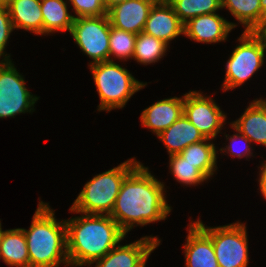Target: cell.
I'll return each instance as SVG.
<instances>
[{"label":"cell","mask_w":266,"mask_h":267,"mask_svg":"<svg viewBox=\"0 0 266 267\" xmlns=\"http://www.w3.org/2000/svg\"><path fill=\"white\" fill-rule=\"evenodd\" d=\"M143 32L169 45L170 41L184 34V23L169 2L156 1L149 12Z\"/></svg>","instance_id":"7c38bea8"},{"label":"cell","mask_w":266,"mask_h":267,"mask_svg":"<svg viewBox=\"0 0 266 267\" xmlns=\"http://www.w3.org/2000/svg\"><path fill=\"white\" fill-rule=\"evenodd\" d=\"M261 0H222L226 9L241 23L244 31H255L262 23Z\"/></svg>","instance_id":"603a6c76"},{"label":"cell","mask_w":266,"mask_h":267,"mask_svg":"<svg viewBox=\"0 0 266 267\" xmlns=\"http://www.w3.org/2000/svg\"><path fill=\"white\" fill-rule=\"evenodd\" d=\"M183 115L205 138L214 139L226 123V115L210 96L198 91L184 94Z\"/></svg>","instance_id":"30bf717a"},{"label":"cell","mask_w":266,"mask_h":267,"mask_svg":"<svg viewBox=\"0 0 266 267\" xmlns=\"http://www.w3.org/2000/svg\"><path fill=\"white\" fill-rule=\"evenodd\" d=\"M183 104L184 96L157 101L142 111V126L160 135L183 115Z\"/></svg>","instance_id":"2e32d148"},{"label":"cell","mask_w":266,"mask_h":267,"mask_svg":"<svg viewBox=\"0 0 266 267\" xmlns=\"http://www.w3.org/2000/svg\"><path fill=\"white\" fill-rule=\"evenodd\" d=\"M164 187L148 167L139 163L124 178L110 216L126 235L135 225L165 220L171 207Z\"/></svg>","instance_id":"6da1fadb"},{"label":"cell","mask_w":266,"mask_h":267,"mask_svg":"<svg viewBox=\"0 0 266 267\" xmlns=\"http://www.w3.org/2000/svg\"><path fill=\"white\" fill-rule=\"evenodd\" d=\"M1 231H2V227H1V221H0V233H1Z\"/></svg>","instance_id":"8d00e7d4"},{"label":"cell","mask_w":266,"mask_h":267,"mask_svg":"<svg viewBox=\"0 0 266 267\" xmlns=\"http://www.w3.org/2000/svg\"><path fill=\"white\" fill-rule=\"evenodd\" d=\"M14 27L10 18V13L7 5L0 7V56L4 60H10V55L5 54V46H7L8 39Z\"/></svg>","instance_id":"f546056e"},{"label":"cell","mask_w":266,"mask_h":267,"mask_svg":"<svg viewBox=\"0 0 266 267\" xmlns=\"http://www.w3.org/2000/svg\"><path fill=\"white\" fill-rule=\"evenodd\" d=\"M212 240L219 267H247L248 239L245 223L207 227L202 220L194 221Z\"/></svg>","instance_id":"52a82bcc"},{"label":"cell","mask_w":266,"mask_h":267,"mask_svg":"<svg viewBox=\"0 0 266 267\" xmlns=\"http://www.w3.org/2000/svg\"><path fill=\"white\" fill-rule=\"evenodd\" d=\"M111 24L108 15L77 17L71 28L74 42L95 64L109 60V36Z\"/></svg>","instance_id":"9c48e42d"},{"label":"cell","mask_w":266,"mask_h":267,"mask_svg":"<svg viewBox=\"0 0 266 267\" xmlns=\"http://www.w3.org/2000/svg\"><path fill=\"white\" fill-rule=\"evenodd\" d=\"M168 47L162 40L140 32L136 37L133 58L143 65L155 63L164 57Z\"/></svg>","instance_id":"cb8c5ba5"},{"label":"cell","mask_w":266,"mask_h":267,"mask_svg":"<svg viewBox=\"0 0 266 267\" xmlns=\"http://www.w3.org/2000/svg\"><path fill=\"white\" fill-rule=\"evenodd\" d=\"M140 163L134 157L95 175L73 202L70 211L81 214L110 215L124 178Z\"/></svg>","instance_id":"277c9868"},{"label":"cell","mask_w":266,"mask_h":267,"mask_svg":"<svg viewBox=\"0 0 266 267\" xmlns=\"http://www.w3.org/2000/svg\"><path fill=\"white\" fill-rule=\"evenodd\" d=\"M38 203L30 228L23 229L30 267L68 266L66 222L57 221L49 203Z\"/></svg>","instance_id":"3957f363"},{"label":"cell","mask_w":266,"mask_h":267,"mask_svg":"<svg viewBox=\"0 0 266 267\" xmlns=\"http://www.w3.org/2000/svg\"><path fill=\"white\" fill-rule=\"evenodd\" d=\"M170 173L177 182L187 185H198L209 180L195 165L186 161L180 154L169 156Z\"/></svg>","instance_id":"484cf974"},{"label":"cell","mask_w":266,"mask_h":267,"mask_svg":"<svg viewBox=\"0 0 266 267\" xmlns=\"http://www.w3.org/2000/svg\"><path fill=\"white\" fill-rule=\"evenodd\" d=\"M157 137L164 143L169 156L179 154L189 145L206 139L184 115Z\"/></svg>","instance_id":"ac0fdd59"},{"label":"cell","mask_w":266,"mask_h":267,"mask_svg":"<svg viewBox=\"0 0 266 267\" xmlns=\"http://www.w3.org/2000/svg\"><path fill=\"white\" fill-rule=\"evenodd\" d=\"M240 44L226 63L224 91L235 89L252 77L264 63L265 45L254 31H244L238 38Z\"/></svg>","instance_id":"8992f818"},{"label":"cell","mask_w":266,"mask_h":267,"mask_svg":"<svg viewBox=\"0 0 266 267\" xmlns=\"http://www.w3.org/2000/svg\"><path fill=\"white\" fill-rule=\"evenodd\" d=\"M211 140L206 138L198 143L191 144L179 153L209 179L216 172L218 153Z\"/></svg>","instance_id":"7402d4cb"},{"label":"cell","mask_w":266,"mask_h":267,"mask_svg":"<svg viewBox=\"0 0 266 267\" xmlns=\"http://www.w3.org/2000/svg\"><path fill=\"white\" fill-rule=\"evenodd\" d=\"M258 182H259L260 192L266 199V161L265 163H262V166L260 168Z\"/></svg>","instance_id":"4dcf8cb0"},{"label":"cell","mask_w":266,"mask_h":267,"mask_svg":"<svg viewBox=\"0 0 266 267\" xmlns=\"http://www.w3.org/2000/svg\"><path fill=\"white\" fill-rule=\"evenodd\" d=\"M41 0H8L7 7L15 29L43 35Z\"/></svg>","instance_id":"d6986e66"},{"label":"cell","mask_w":266,"mask_h":267,"mask_svg":"<svg viewBox=\"0 0 266 267\" xmlns=\"http://www.w3.org/2000/svg\"><path fill=\"white\" fill-rule=\"evenodd\" d=\"M69 266H86L103 258L126 234L110 215L82 214L65 220Z\"/></svg>","instance_id":"7a4b0ae2"},{"label":"cell","mask_w":266,"mask_h":267,"mask_svg":"<svg viewBox=\"0 0 266 267\" xmlns=\"http://www.w3.org/2000/svg\"><path fill=\"white\" fill-rule=\"evenodd\" d=\"M157 0H127L108 9L111 26L139 34L143 32L149 12Z\"/></svg>","instance_id":"4fadbf2b"},{"label":"cell","mask_w":266,"mask_h":267,"mask_svg":"<svg viewBox=\"0 0 266 267\" xmlns=\"http://www.w3.org/2000/svg\"><path fill=\"white\" fill-rule=\"evenodd\" d=\"M137 35L111 26L109 36V60L113 61L111 55L118 60L127 61L133 58L135 41Z\"/></svg>","instance_id":"4316f807"},{"label":"cell","mask_w":266,"mask_h":267,"mask_svg":"<svg viewBox=\"0 0 266 267\" xmlns=\"http://www.w3.org/2000/svg\"><path fill=\"white\" fill-rule=\"evenodd\" d=\"M231 128H233L237 133L233 134L232 136H229L228 134L225 135L226 140H229V145H226V148H220V151L222 153L226 152L227 154L229 153L231 156H234L237 158H249L250 156H253L252 154V147H251V141L245 136L243 135L241 132H239L238 130H236L232 125ZM229 136V137H228ZM240 140V142L242 141L243 144H245L244 150L240 149L238 147V149H236L234 147V144L236 143V141L238 142ZM236 149V150H235ZM224 151V152H223Z\"/></svg>","instance_id":"f1b7e54d"},{"label":"cell","mask_w":266,"mask_h":267,"mask_svg":"<svg viewBox=\"0 0 266 267\" xmlns=\"http://www.w3.org/2000/svg\"><path fill=\"white\" fill-rule=\"evenodd\" d=\"M89 66L100 98L98 111L110 112L112 109L124 108L129 99L147 85L111 60Z\"/></svg>","instance_id":"5b68a950"},{"label":"cell","mask_w":266,"mask_h":267,"mask_svg":"<svg viewBox=\"0 0 266 267\" xmlns=\"http://www.w3.org/2000/svg\"><path fill=\"white\" fill-rule=\"evenodd\" d=\"M0 258L12 267H30V258L23 228L1 231Z\"/></svg>","instance_id":"ffe728a7"},{"label":"cell","mask_w":266,"mask_h":267,"mask_svg":"<svg viewBox=\"0 0 266 267\" xmlns=\"http://www.w3.org/2000/svg\"><path fill=\"white\" fill-rule=\"evenodd\" d=\"M185 253V267H219L211 238L195 223L188 225Z\"/></svg>","instance_id":"9a60e30c"},{"label":"cell","mask_w":266,"mask_h":267,"mask_svg":"<svg viewBox=\"0 0 266 267\" xmlns=\"http://www.w3.org/2000/svg\"><path fill=\"white\" fill-rule=\"evenodd\" d=\"M68 0H41L43 35L55 31H71L74 15L68 13Z\"/></svg>","instance_id":"44dd1931"},{"label":"cell","mask_w":266,"mask_h":267,"mask_svg":"<svg viewBox=\"0 0 266 267\" xmlns=\"http://www.w3.org/2000/svg\"><path fill=\"white\" fill-rule=\"evenodd\" d=\"M261 8H262V22L266 19V0H261Z\"/></svg>","instance_id":"836d02e7"},{"label":"cell","mask_w":266,"mask_h":267,"mask_svg":"<svg viewBox=\"0 0 266 267\" xmlns=\"http://www.w3.org/2000/svg\"><path fill=\"white\" fill-rule=\"evenodd\" d=\"M254 32L262 39L266 48V19L263 20L261 25Z\"/></svg>","instance_id":"1f68e13d"},{"label":"cell","mask_w":266,"mask_h":267,"mask_svg":"<svg viewBox=\"0 0 266 267\" xmlns=\"http://www.w3.org/2000/svg\"><path fill=\"white\" fill-rule=\"evenodd\" d=\"M124 1H127V0H103L107 10L111 8L112 6L118 3L124 2Z\"/></svg>","instance_id":"d6a6232c"},{"label":"cell","mask_w":266,"mask_h":267,"mask_svg":"<svg viewBox=\"0 0 266 267\" xmlns=\"http://www.w3.org/2000/svg\"><path fill=\"white\" fill-rule=\"evenodd\" d=\"M249 104L242 116L230 125L245 135L251 143L266 147V100L261 97Z\"/></svg>","instance_id":"e0dca14e"},{"label":"cell","mask_w":266,"mask_h":267,"mask_svg":"<svg viewBox=\"0 0 266 267\" xmlns=\"http://www.w3.org/2000/svg\"><path fill=\"white\" fill-rule=\"evenodd\" d=\"M161 243L158 237L145 236L133 243L120 242L103 258L96 260L95 267H145L148 257Z\"/></svg>","instance_id":"8fae6325"},{"label":"cell","mask_w":266,"mask_h":267,"mask_svg":"<svg viewBox=\"0 0 266 267\" xmlns=\"http://www.w3.org/2000/svg\"><path fill=\"white\" fill-rule=\"evenodd\" d=\"M237 25L229 22L218 13L204 14L189 19L184 24V34L188 38L201 43L225 42L228 34Z\"/></svg>","instance_id":"5bb4252c"},{"label":"cell","mask_w":266,"mask_h":267,"mask_svg":"<svg viewBox=\"0 0 266 267\" xmlns=\"http://www.w3.org/2000/svg\"><path fill=\"white\" fill-rule=\"evenodd\" d=\"M8 0H0V7L7 5Z\"/></svg>","instance_id":"e575fe53"},{"label":"cell","mask_w":266,"mask_h":267,"mask_svg":"<svg viewBox=\"0 0 266 267\" xmlns=\"http://www.w3.org/2000/svg\"><path fill=\"white\" fill-rule=\"evenodd\" d=\"M0 58H1V56H0ZM2 60L0 61V65L3 63V61H4V58L2 57L1 58Z\"/></svg>","instance_id":"d590c367"},{"label":"cell","mask_w":266,"mask_h":267,"mask_svg":"<svg viewBox=\"0 0 266 267\" xmlns=\"http://www.w3.org/2000/svg\"><path fill=\"white\" fill-rule=\"evenodd\" d=\"M77 17H97L107 15V9L103 0H68Z\"/></svg>","instance_id":"83f0119b"},{"label":"cell","mask_w":266,"mask_h":267,"mask_svg":"<svg viewBox=\"0 0 266 267\" xmlns=\"http://www.w3.org/2000/svg\"><path fill=\"white\" fill-rule=\"evenodd\" d=\"M38 99L28 91L23 75L17 71L12 60H4L0 65V118L31 113Z\"/></svg>","instance_id":"ba28073f"},{"label":"cell","mask_w":266,"mask_h":267,"mask_svg":"<svg viewBox=\"0 0 266 267\" xmlns=\"http://www.w3.org/2000/svg\"><path fill=\"white\" fill-rule=\"evenodd\" d=\"M168 2L184 24L191 18L216 13L222 9V0H170Z\"/></svg>","instance_id":"d4e9b609"}]
</instances>
